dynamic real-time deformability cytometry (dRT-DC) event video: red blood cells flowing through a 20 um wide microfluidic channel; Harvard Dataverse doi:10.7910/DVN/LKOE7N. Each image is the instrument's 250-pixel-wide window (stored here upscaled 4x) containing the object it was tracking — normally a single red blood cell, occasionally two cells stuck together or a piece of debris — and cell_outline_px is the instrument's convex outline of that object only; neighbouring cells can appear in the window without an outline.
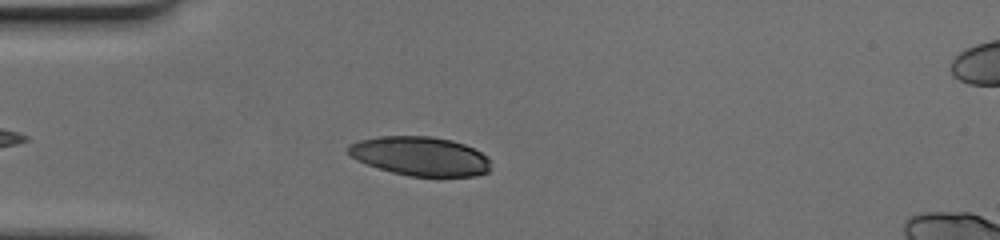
{"species": "human", "species_latin": "Homo sapiens", "temperature_condition": "cold", "stored_images_in_passage": 33, "camera_frame_rate_fps": 3000, "um_per_image_px": 0.085, "donor": {"sex": "female"}, "frame": {"image": 1, "passage_image": 5, "time_ms": 1.333, "image_size_px": [1000, 240], "cell_outline_px": [[488, 172], [476, 176], [408, 176], [392, 172], [356, 160], [348, 152], [348, 144], [360, 140], [380, 136], [432, 136], [452, 140], [464, 144], [488, 156]], "centroid_in_image_um": [35.71, 13.27], "position_along_channel_um": 49.3, "area_um2": 32.25}}
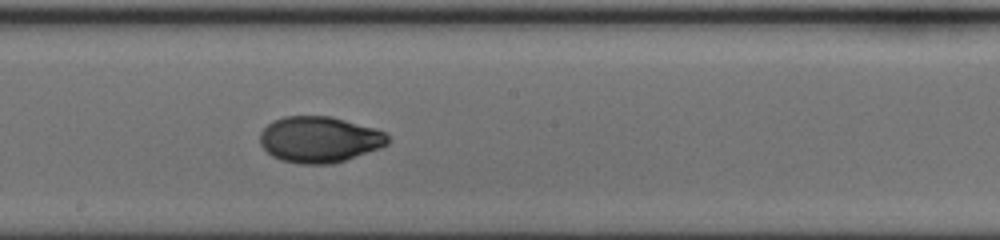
{"frame": {"image": 2, "passage_image": 19, "time_ms": 6.0, "image_size_px": [1000, 240], "cell_outline_px": [[388, 144], [380, 148], [332, 164], [300, 164], [280, 160], [272, 156], [260, 144], [260, 132], [272, 120], [284, 116], [332, 116], [376, 128], [388, 132]], "centroid_in_image_um": [27.15, 11.84], "position_along_channel_um": 221.0, "area_um2": 34.56}}
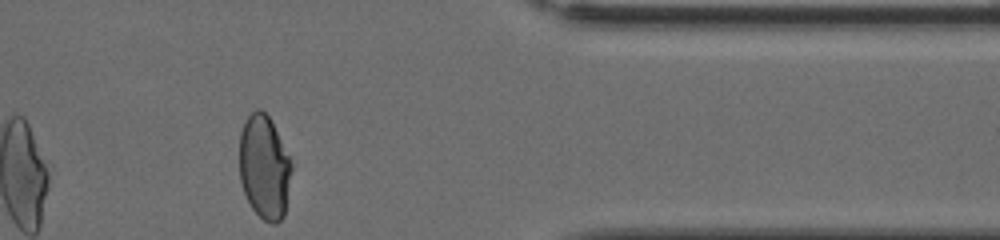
{"frame": {"image": 3, "passage_image": 33, "time_ms": 10.667, "image_size_px": [1000, 240], "cell_outline_px": [[292, 168], [284, 216], [276, 224], [272, 224], [264, 220], [252, 208], [244, 192], [240, 180], [240, 132], [248, 116], [256, 108], [260, 108], [272, 120], [292, 164]], "centroid_in_image_um": [22.47, 14.2], "position_along_channel_um": 388.9, "area_um2": 31.44}}